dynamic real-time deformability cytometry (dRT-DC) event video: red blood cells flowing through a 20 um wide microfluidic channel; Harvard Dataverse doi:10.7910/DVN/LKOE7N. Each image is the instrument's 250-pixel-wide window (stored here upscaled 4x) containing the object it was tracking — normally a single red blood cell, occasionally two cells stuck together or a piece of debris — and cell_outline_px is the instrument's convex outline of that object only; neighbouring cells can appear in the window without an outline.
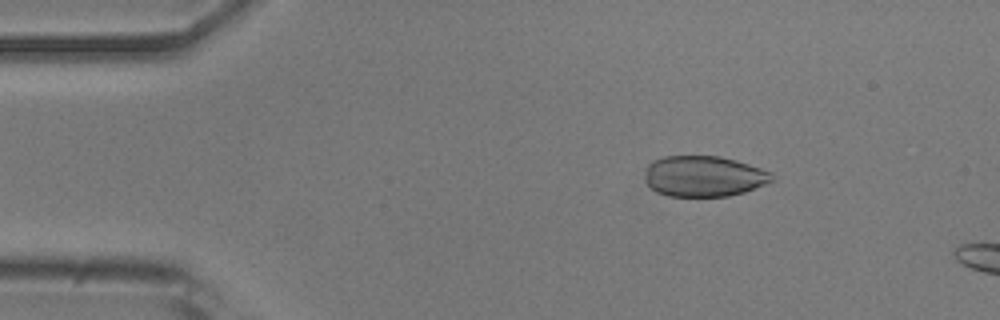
{"species": "common noctule bat (a hibernating species)", "species_latin": "Nyctalus noctula", "temperature_condition": "room temperature", "stored_images_in_passage": 12, "camera_frame_rate_fps": 3000, "um_per_image_px": 0.085, "animal": {"sex": "male", "body_mass_g": 20.5, "forearm_length_mm": 52.5}, "frame": {"image": 1, "passage_image": 2, "time_ms": 0.333, "image_size_px": [1000, 320], "cell_outline_px": [[776, 180], [744, 192], [728, 196], [668, 196], [656, 192], [644, 180], [644, 176], [648, 164], [652, 160], [664, 156], [720, 156], [736, 160], [772, 172]], "centroid_in_image_um": [59.83, 14.98], "position_along_channel_um": 25.2, "area_um2": 30.4}}